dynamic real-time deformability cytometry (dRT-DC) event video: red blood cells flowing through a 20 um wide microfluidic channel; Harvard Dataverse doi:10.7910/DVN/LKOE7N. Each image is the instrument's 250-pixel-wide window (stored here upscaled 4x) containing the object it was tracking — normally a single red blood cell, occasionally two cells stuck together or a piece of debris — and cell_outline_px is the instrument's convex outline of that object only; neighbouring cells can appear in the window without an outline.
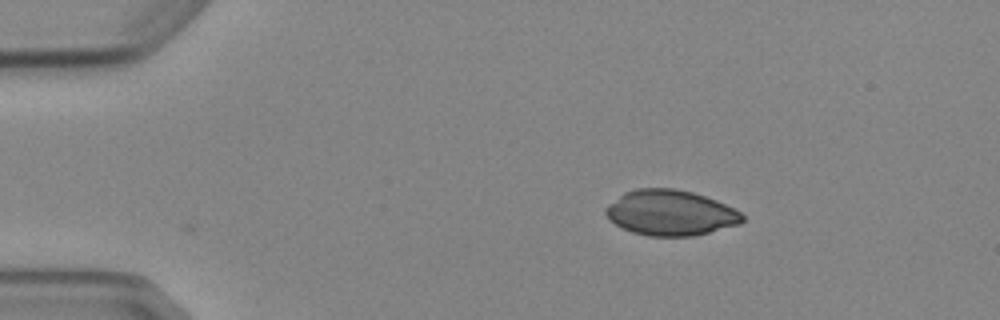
{"species": "Egyptian fruit bat (a non-hibernating species)", "species_latin": "Rousettus aegyptiacus", "temperature_condition": "cold", "stored_images_in_passage": 2, "camera_frame_rate_fps": 3000, "um_per_image_px": 0.085, "animal": {"sex": "female"}, "frame": {"image": 1, "passage_image": 2, "time_ms": 1.333, "image_size_px": [1000, 320], "cell_outline_px": [[744, 220], [740, 224], [692, 236], [648, 236], [632, 232], [608, 220], [604, 212], [604, 208], [608, 204], [624, 192], [636, 188], [676, 188], [692, 192], [716, 200], [740, 212], [744, 216]], "centroid_in_image_um": [56.95, 18.08], "position_along_channel_um": 28.1, "area_um2": 36.18}}